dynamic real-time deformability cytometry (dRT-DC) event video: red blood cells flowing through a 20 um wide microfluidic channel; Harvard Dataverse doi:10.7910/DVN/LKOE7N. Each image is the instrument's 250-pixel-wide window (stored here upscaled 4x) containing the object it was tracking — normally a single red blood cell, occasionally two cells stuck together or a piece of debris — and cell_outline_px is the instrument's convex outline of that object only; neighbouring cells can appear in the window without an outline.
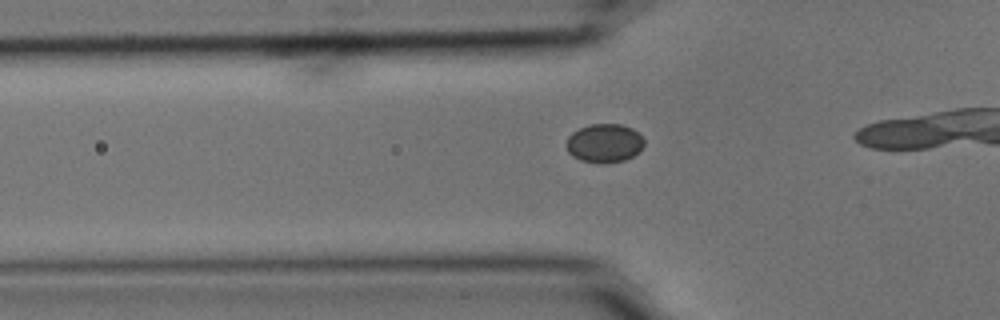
{"species": "common noctule bat (a hibernating species)", "species_latin": "Nyctalus noctula", "temperature_condition": "cold", "stored_images_in_passage": 17, "camera_frame_rate_fps": 3000, "um_per_image_px": 0.085, "animal": {"sex": "male", "body_mass_g": 15.6}, "frame": {"image": 1, "passage_image": 12, "time_ms": 3.667, "image_size_px": [1000, 320], "cell_outline_px": [[644, 144], [640, 152], [624, 160], [604, 164], [600, 164], [580, 160], [572, 156], [568, 152], [564, 144], [568, 136], [572, 132], [580, 128], [592, 124], [620, 124], [632, 128], [644, 140]], "centroid_in_image_um": [51.34, 12.18], "position_along_channel_um": 74.5, "area_um2": 17.74}}